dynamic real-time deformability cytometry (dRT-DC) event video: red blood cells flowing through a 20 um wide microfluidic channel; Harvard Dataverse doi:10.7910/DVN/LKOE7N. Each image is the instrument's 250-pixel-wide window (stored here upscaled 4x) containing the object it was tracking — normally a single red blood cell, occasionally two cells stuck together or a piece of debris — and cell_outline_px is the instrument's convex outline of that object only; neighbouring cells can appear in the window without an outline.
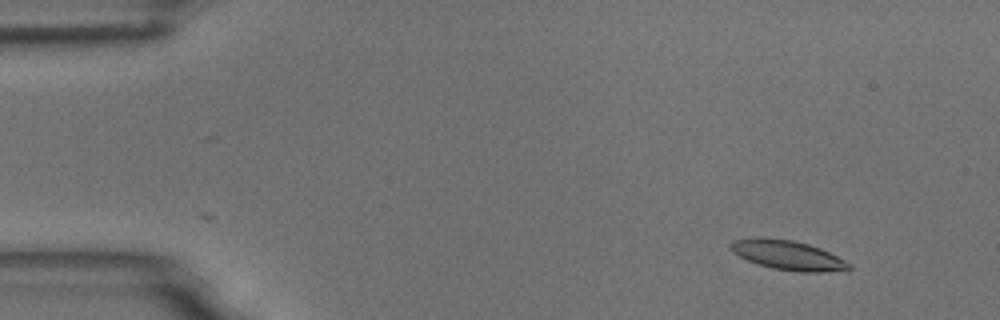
{"species": "common noctule bat (a hibernating species)", "species_latin": "Nyctalus noctula", "temperature_condition": "room temperature", "stored_images_in_passage": 4, "camera_frame_rate_fps": 3000, "um_per_image_px": 0.085, "animal": {"sex": "male", "body_mass_g": 18.8}, "frame": {"image": 1, "passage_image": 1, "time_ms": 0.0, "image_size_px": [1000, 320], "cell_outline_px": [[852, 268], [820, 272], [800, 272], [772, 268], [748, 260], [732, 252], [728, 248], [728, 244], [732, 240], [792, 240], [808, 244], [820, 248], [852, 264]], "centroid_in_image_um": [66.99, 21.72], "position_along_channel_um": 18.0, "area_um2": 19.42}}
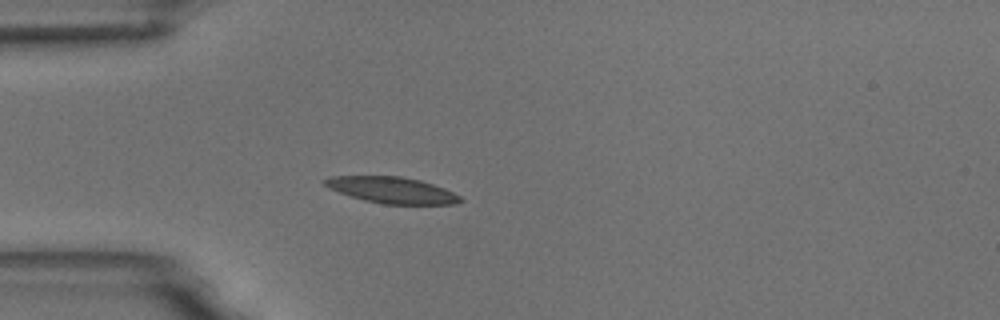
{"frame": {"image": 2, "passage_image": 4, "time_ms": 3.333, "image_size_px": [1000, 320], "cell_outline_px": [[464, 200], [456, 204], [384, 204], [364, 200], [328, 188], [320, 180], [328, 176], [400, 176], [420, 180], [444, 188], [460, 196]], "centroid_in_image_um": [33.29, 16.15], "position_along_channel_um": 51.7, "area_um2": 20.69}}